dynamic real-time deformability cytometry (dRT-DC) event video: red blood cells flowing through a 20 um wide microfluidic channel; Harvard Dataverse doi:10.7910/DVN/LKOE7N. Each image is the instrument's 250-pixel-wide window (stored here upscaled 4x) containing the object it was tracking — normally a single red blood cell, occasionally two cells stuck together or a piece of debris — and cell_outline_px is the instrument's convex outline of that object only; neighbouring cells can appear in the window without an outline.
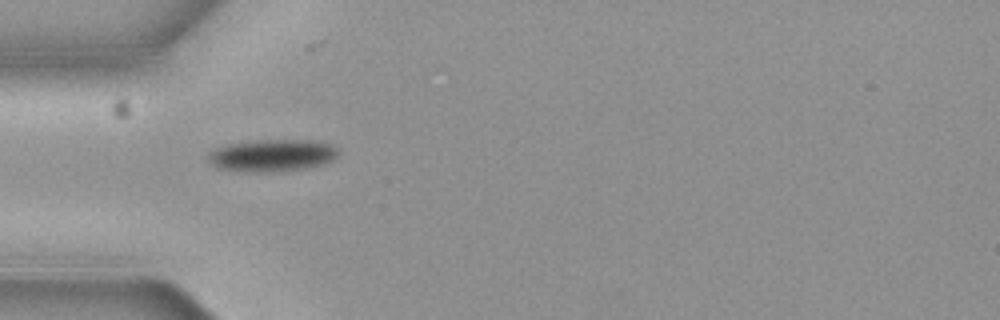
{"species": "common noctule bat (a hibernating species)", "species_latin": "Nyctalus noctula", "temperature_condition": "cold", "stored_images_in_passage": 5, "camera_frame_rate_fps": 3000, "um_per_image_px": 0.085, "animal": {"sex": "female", "body_mass_g": 19.3, "forearm_length_mm": 54.1}, "frame": {"image": 1, "passage_image": 4, "time_ms": 1.0, "image_size_px": [1000, 320], "cell_outline_px": [[340, 152], [332, 160], [320, 164], [304, 168], [268, 172], [244, 172], [216, 168], [208, 160], [208, 156], [216, 148], [228, 144], [260, 140], [312, 140], [328, 144], [336, 148]], "centroid_in_image_um": [23.1, 13.21], "position_along_channel_um": 61.9, "area_um2": 24.1}}
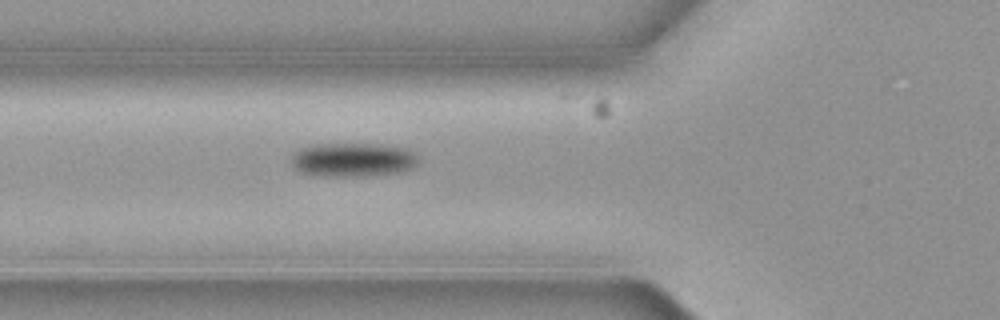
{"frame": {"image": 2, "passage_image": 5, "time_ms": 1.333, "image_size_px": [1000, 320], "cell_outline_px": [[420, 160], [416, 164], [400, 172], [364, 176], [320, 176], [300, 172], [292, 164], [292, 156], [300, 148], [316, 144], [380, 144], [408, 148], [420, 156]], "centroid_in_image_um": [30.03, 13.57], "position_along_channel_um": 95.8, "area_um2": 25.2}}